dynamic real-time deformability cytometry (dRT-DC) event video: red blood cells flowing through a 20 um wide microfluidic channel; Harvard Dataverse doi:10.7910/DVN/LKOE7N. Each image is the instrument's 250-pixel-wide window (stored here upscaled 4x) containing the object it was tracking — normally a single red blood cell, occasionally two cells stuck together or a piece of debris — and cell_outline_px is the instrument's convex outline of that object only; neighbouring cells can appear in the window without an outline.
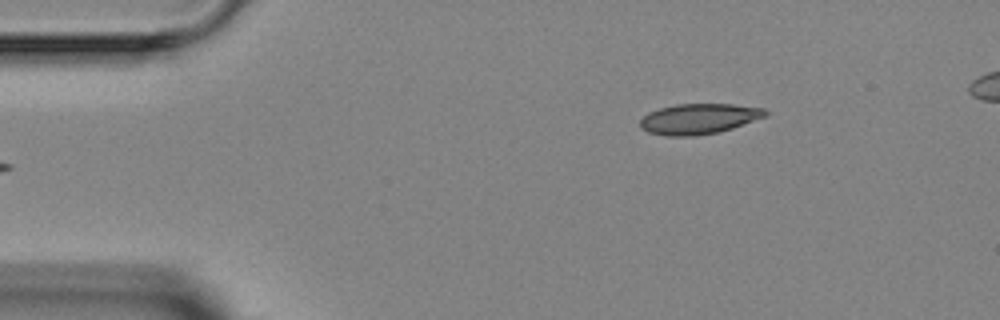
{"species": "Egyptian fruit bat (a non-hibernating species)", "species_latin": "Rousettus aegyptiacus", "temperature_condition": "room temperature", "stored_images_in_passage": 3, "camera_frame_rate_fps": 3000, "um_per_image_px": 0.085, "animal": {"sex": "female"}, "frame": {"image": 1, "passage_image": 3, "time_ms": 2.667, "image_size_px": [1000, 320], "cell_outline_px": [[768, 116], [720, 132], [692, 136], [664, 136], [648, 132], [640, 128], [640, 120], [648, 112], [660, 108], [676, 104], [732, 104], [764, 108], [768, 112]], "centroid_in_image_um": [59.4, 10.1], "position_along_channel_um": 25.6, "area_um2": 22.37}}